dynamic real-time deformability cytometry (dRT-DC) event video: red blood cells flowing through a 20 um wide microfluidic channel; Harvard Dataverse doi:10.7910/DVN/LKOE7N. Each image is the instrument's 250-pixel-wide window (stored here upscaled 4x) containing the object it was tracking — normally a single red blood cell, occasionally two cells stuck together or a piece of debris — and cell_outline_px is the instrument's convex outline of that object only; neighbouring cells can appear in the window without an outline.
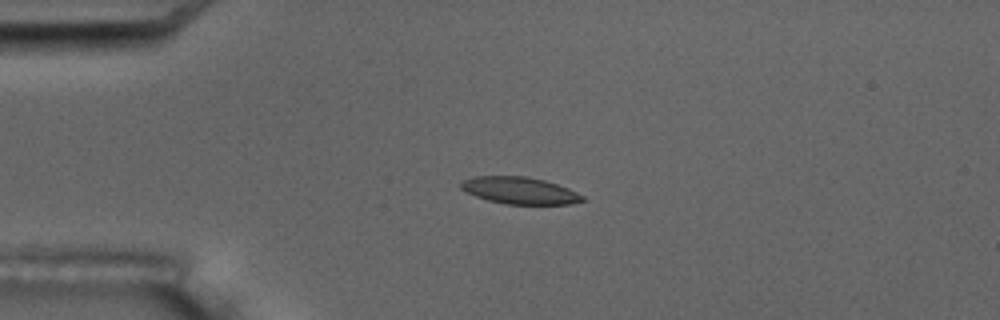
{"species": "common noctule bat (a hibernating species)", "species_latin": "Nyctalus noctula", "temperature_condition": "room temperature", "stored_images_in_passage": 5, "camera_frame_rate_fps": 3000, "um_per_image_px": 0.085, "animal": {"sex": "male", "body_mass_g": 17.5, "forearm_length_mm": 52.3}, "frame": {"image": 1, "passage_image": 3, "time_ms": 2.333, "image_size_px": [1000, 320], "cell_outline_px": [[588, 200], [568, 204], [508, 204], [488, 200], [476, 196], [460, 188], [460, 180], [472, 176], [528, 176], [544, 180], [568, 188], [584, 196]], "centroid_in_image_um": [44.17, 16.18], "position_along_channel_um": 40.8, "area_um2": 19.13}}